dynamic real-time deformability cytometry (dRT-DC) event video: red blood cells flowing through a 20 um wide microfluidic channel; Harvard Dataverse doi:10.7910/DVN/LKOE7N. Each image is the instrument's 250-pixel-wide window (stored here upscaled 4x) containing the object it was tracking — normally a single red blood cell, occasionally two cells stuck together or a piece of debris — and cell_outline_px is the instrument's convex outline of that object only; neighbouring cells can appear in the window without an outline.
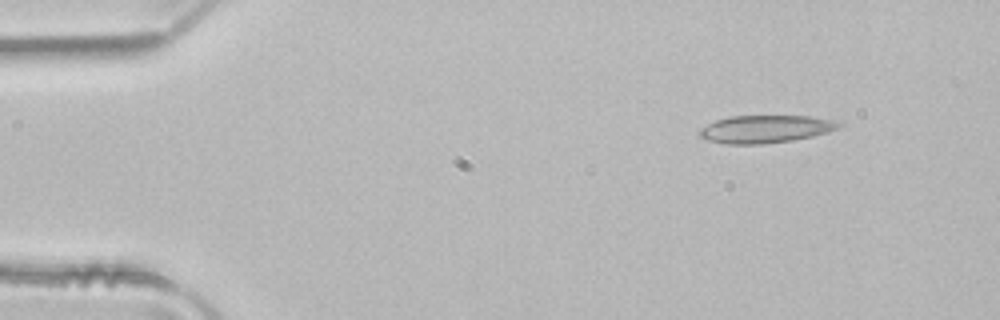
{"species": "common noctule bat (a hibernating species)", "species_latin": "Nyctalus noctula", "temperature_condition": "room temperature", "stored_images_in_passage": 3, "camera_frame_rate_fps": 3000, "um_per_image_px": 0.085, "animal": {"sex": "male", "body_mass_g": 21.5, "forearm_length_mm": 52.0}, "frame": {"image": 1, "passage_image": 1, "time_ms": 0.0, "image_size_px": [1000, 320], "cell_outline_px": [[844, 124], [828, 132], [812, 136], [792, 140], [760, 144], [728, 144], [708, 140], [700, 136], [700, 128], [716, 120], [732, 116], [812, 116], [832, 120]], "centroid_in_image_um": [65.07, 10.96], "position_along_channel_um": 19.9, "area_um2": 22.2}}
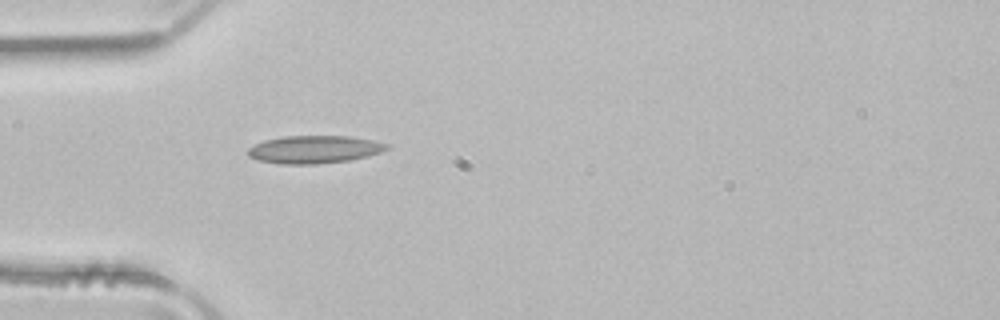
{"frame": {"image": 2, "passage_image": 3, "time_ms": 0.667, "image_size_px": [1000, 320], "cell_outline_px": [[392, 148], [368, 156], [348, 160], [316, 164], [280, 164], [256, 160], [248, 156], [248, 148], [264, 140], [284, 136], [348, 136], [372, 140], [388, 144]], "centroid_in_image_um": [26.71, 12.7], "position_along_channel_um": 58.3, "area_um2": 22.48}}